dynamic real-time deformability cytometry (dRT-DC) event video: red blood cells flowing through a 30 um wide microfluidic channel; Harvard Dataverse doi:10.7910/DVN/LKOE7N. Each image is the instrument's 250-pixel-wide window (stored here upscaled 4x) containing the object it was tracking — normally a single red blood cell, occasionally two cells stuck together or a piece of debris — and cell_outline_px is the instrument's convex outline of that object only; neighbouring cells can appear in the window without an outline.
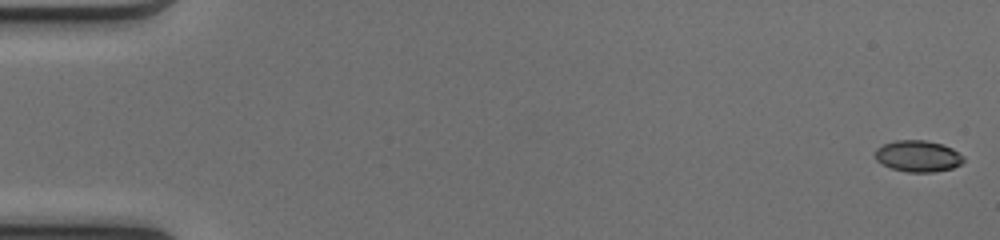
{"species": "common noctule bat (a hibernating species)", "species_latin": "Nyctalus noctula", "temperature_condition": "cold", "stored_images_in_passage": 51, "camera_frame_rate_fps": 3000, "um_per_image_px": 0.085, "animal": {"sex": "female", "body_mass_g": 17.0, "forearm_length_mm": 48.0}, "frame": {"image": 1, "passage_image": 1, "time_ms": 0.0, "image_size_px": [1000, 240], "cell_outline_px": [[964, 160], [960, 164], [952, 168], [932, 172], [908, 172], [892, 168], [876, 160], [876, 148], [884, 144], [896, 140], [924, 140], [940, 144], [952, 148], [964, 156]], "centroid_in_image_um": [78.04, 13.27], "position_along_channel_um": 7.0, "area_um2": 15.95}}
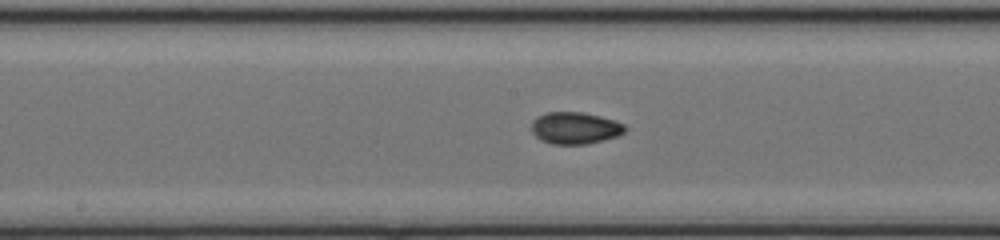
{"frame": {"image": 2, "passage_image": 27, "time_ms": 8.667, "image_size_px": [1000, 240], "cell_outline_px": [[628, 128], [624, 132], [616, 136], [604, 140], [588, 144], [552, 144], [540, 140], [532, 132], [532, 120], [536, 116], [548, 112], [584, 112], [600, 116], [624, 124]], "centroid_in_image_um": [48.86, 10.88], "position_along_channel_um": 199.3, "area_um2": 17.46}}
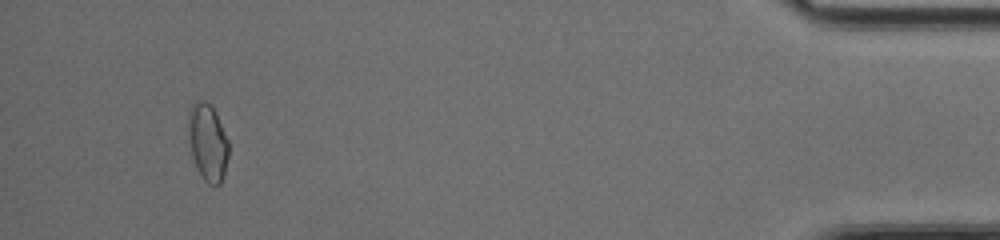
{"frame": {"image": 3, "passage_image": 48, "time_ms": 15.667, "image_size_px": [1000, 240], "cell_outline_px": [[228, 156], [224, 172], [220, 184], [208, 184], [200, 176], [196, 168], [192, 156], [188, 136], [188, 108], [196, 100], [204, 100], [212, 104], [216, 112], [228, 140]], "centroid_in_image_um": [17.63, 12.04], "position_along_channel_um": 417.6, "area_um2": 18.38}, "authors_computed_cell_mechanics": {"area_um2": 16.8776, "velocity_mm_per_s": 4.1354, "shape_relaxation_time_tau1_ms": null, "shape_relaxation_time_tau2_ms": 1.5656, "deformation_change_tau1": null, "deformation_change_tau2": 0.0399}}